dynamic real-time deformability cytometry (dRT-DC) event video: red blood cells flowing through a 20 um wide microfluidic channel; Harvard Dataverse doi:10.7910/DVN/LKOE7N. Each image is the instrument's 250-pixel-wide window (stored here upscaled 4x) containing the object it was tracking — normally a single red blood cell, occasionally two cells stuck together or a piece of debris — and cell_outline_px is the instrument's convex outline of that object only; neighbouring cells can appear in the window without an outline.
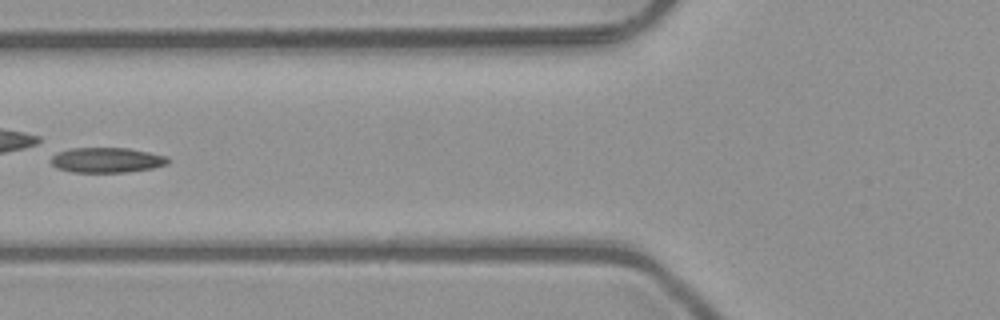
{"species": "common noctule bat (a hibernating species)", "species_latin": "Nyctalus noctula", "temperature_condition": "room temperature", "stored_images_in_passage": 7, "camera_frame_rate_fps": 3000, "um_per_image_px": 0.085, "animal": {"sex": "male", "body_mass_g": 23.1, "forearm_length_mm": 52.7}, "frame": {"image": 1, "passage_image": 5, "time_ms": 1.333, "image_size_px": [1000, 320], "cell_outline_px": [[172, 160], [168, 164], [152, 168], [124, 172], [72, 172], [56, 168], [48, 160], [56, 152], [72, 148], [128, 148], [168, 156]], "centroid_in_image_um": [9.06, 13.6], "position_along_channel_um": 116.7, "area_um2": 17.28}}
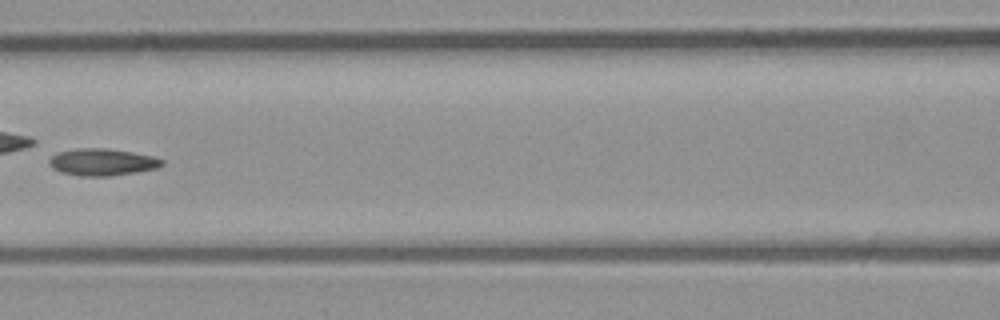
{"frame": {"image": 2, "passage_image": 6, "time_ms": 1.667, "image_size_px": [1000, 320], "cell_outline_px": [[164, 164], [156, 168], [136, 172], [112, 176], [80, 176], [60, 172], [52, 168], [48, 164], [48, 160], [52, 156], [60, 152], [76, 148], [104, 148], [132, 152], [152, 156], [164, 160]], "centroid_in_image_um": [8.67, 13.78], "position_along_channel_um": 157.9, "area_um2": 17.74}}
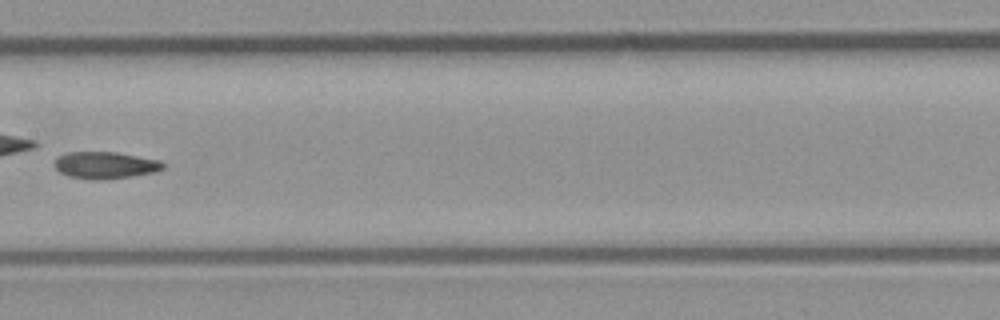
{"frame": {"image": 3, "passage_image": 7, "time_ms": 2.0, "image_size_px": [1000, 320], "cell_outline_px": [[164, 168], [156, 172], [132, 176], [104, 180], [68, 176], [60, 172], [52, 164], [56, 156], [64, 152], [116, 152], [160, 160], [164, 164]], "centroid_in_image_um": [8.92, 14.03], "position_along_channel_um": 198.5, "area_um2": 17.17}}